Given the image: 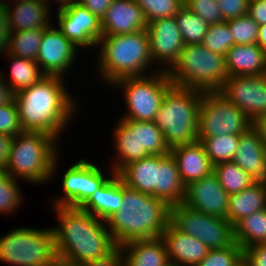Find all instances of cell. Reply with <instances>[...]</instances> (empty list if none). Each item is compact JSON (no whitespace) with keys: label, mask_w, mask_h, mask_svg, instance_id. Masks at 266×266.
I'll return each instance as SVG.
<instances>
[{"label":"cell","mask_w":266,"mask_h":266,"mask_svg":"<svg viewBox=\"0 0 266 266\" xmlns=\"http://www.w3.org/2000/svg\"><path fill=\"white\" fill-rule=\"evenodd\" d=\"M235 266H250L249 263L243 258L239 263H237Z\"/></svg>","instance_id":"obj_55"},{"label":"cell","mask_w":266,"mask_h":266,"mask_svg":"<svg viewBox=\"0 0 266 266\" xmlns=\"http://www.w3.org/2000/svg\"><path fill=\"white\" fill-rule=\"evenodd\" d=\"M244 258V250L235 242L230 247L209 249L197 266H235Z\"/></svg>","instance_id":"obj_41"},{"label":"cell","mask_w":266,"mask_h":266,"mask_svg":"<svg viewBox=\"0 0 266 266\" xmlns=\"http://www.w3.org/2000/svg\"><path fill=\"white\" fill-rule=\"evenodd\" d=\"M266 208V183L255 182L248 188L229 195L226 219L234 226L250 214Z\"/></svg>","instance_id":"obj_29"},{"label":"cell","mask_w":266,"mask_h":266,"mask_svg":"<svg viewBox=\"0 0 266 266\" xmlns=\"http://www.w3.org/2000/svg\"><path fill=\"white\" fill-rule=\"evenodd\" d=\"M111 266H123L119 261H117L114 265Z\"/></svg>","instance_id":"obj_57"},{"label":"cell","mask_w":266,"mask_h":266,"mask_svg":"<svg viewBox=\"0 0 266 266\" xmlns=\"http://www.w3.org/2000/svg\"><path fill=\"white\" fill-rule=\"evenodd\" d=\"M213 172L216 174L222 188L229 195L238 193L255 183L251 175L233 161L214 165Z\"/></svg>","instance_id":"obj_32"},{"label":"cell","mask_w":266,"mask_h":266,"mask_svg":"<svg viewBox=\"0 0 266 266\" xmlns=\"http://www.w3.org/2000/svg\"><path fill=\"white\" fill-rule=\"evenodd\" d=\"M183 203L196 211L226 218L229 194L212 171L185 186Z\"/></svg>","instance_id":"obj_17"},{"label":"cell","mask_w":266,"mask_h":266,"mask_svg":"<svg viewBox=\"0 0 266 266\" xmlns=\"http://www.w3.org/2000/svg\"><path fill=\"white\" fill-rule=\"evenodd\" d=\"M257 44L266 53V24L259 26Z\"/></svg>","instance_id":"obj_51"},{"label":"cell","mask_w":266,"mask_h":266,"mask_svg":"<svg viewBox=\"0 0 266 266\" xmlns=\"http://www.w3.org/2000/svg\"><path fill=\"white\" fill-rule=\"evenodd\" d=\"M201 44L208 50L226 57L228 50L234 45L227 21L209 25Z\"/></svg>","instance_id":"obj_37"},{"label":"cell","mask_w":266,"mask_h":266,"mask_svg":"<svg viewBox=\"0 0 266 266\" xmlns=\"http://www.w3.org/2000/svg\"><path fill=\"white\" fill-rule=\"evenodd\" d=\"M52 266H74V265H70V264H66V263H63L61 261H57L54 265Z\"/></svg>","instance_id":"obj_56"},{"label":"cell","mask_w":266,"mask_h":266,"mask_svg":"<svg viewBox=\"0 0 266 266\" xmlns=\"http://www.w3.org/2000/svg\"><path fill=\"white\" fill-rule=\"evenodd\" d=\"M254 126L259 130L262 140L264 142V145L266 147V115L258 119L255 123Z\"/></svg>","instance_id":"obj_52"},{"label":"cell","mask_w":266,"mask_h":266,"mask_svg":"<svg viewBox=\"0 0 266 266\" xmlns=\"http://www.w3.org/2000/svg\"><path fill=\"white\" fill-rule=\"evenodd\" d=\"M3 1L9 12L11 32L37 28L45 29L53 22L50 14L52 8L45 0H12L14 5L10 4L9 0Z\"/></svg>","instance_id":"obj_21"},{"label":"cell","mask_w":266,"mask_h":266,"mask_svg":"<svg viewBox=\"0 0 266 266\" xmlns=\"http://www.w3.org/2000/svg\"><path fill=\"white\" fill-rule=\"evenodd\" d=\"M6 56L8 57L7 60L11 62V70L8 75L9 79L3 70L1 73L14 95L24 89L30 88L45 76L36 61L17 57L12 54L7 55V53L5 54Z\"/></svg>","instance_id":"obj_30"},{"label":"cell","mask_w":266,"mask_h":266,"mask_svg":"<svg viewBox=\"0 0 266 266\" xmlns=\"http://www.w3.org/2000/svg\"><path fill=\"white\" fill-rule=\"evenodd\" d=\"M203 92L171 85L164 94L155 124L169 149L198 141V120Z\"/></svg>","instance_id":"obj_6"},{"label":"cell","mask_w":266,"mask_h":266,"mask_svg":"<svg viewBox=\"0 0 266 266\" xmlns=\"http://www.w3.org/2000/svg\"><path fill=\"white\" fill-rule=\"evenodd\" d=\"M240 134L205 137L200 142L204 145L206 154L214 166L221 162L232 161L237 151Z\"/></svg>","instance_id":"obj_35"},{"label":"cell","mask_w":266,"mask_h":266,"mask_svg":"<svg viewBox=\"0 0 266 266\" xmlns=\"http://www.w3.org/2000/svg\"><path fill=\"white\" fill-rule=\"evenodd\" d=\"M13 136L0 133V167L5 168Z\"/></svg>","instance_id":"obj_49"},{"label":"cell","mask_w":266,"mask_h":266,"mask_svg":"<svg viewBox=\"0 0 266 266\" xmlns=\"http://www.w3.org/2000/svg\"><path fill=\"white\" fill-rule=\"evenodd\" d=\"M13 98L14 94L3 79V75L0 71V105L10 102Z\"/></svg>","instance_id":"obj_50"},{"label":"cell","mask_w":266,"mask_h":266,"mask_svg":"<svg viewBox=\"0 0 266 266\" xmlns=\"http://www.w3.org/2000/svg\"><path fill=\"white\" fill-rule=\"evenodd\" d=\"M9 175L7 174L5 168L0 167V184L8 177Z\"/></svg>","instance_id":"obj_54"},{"label":"cell","mask_w":266,"mask_h":266,"mask_svg":"<svg viewBox=\"0 0 266 266\" xmlns=\"http://www.w3.org/2000/svg\"><path fill=\"white\" fill-rule=\"evenodd\" d=\"M157 168L158 155H149L124 166L117 175L125 186L157 198Z\"/></svg>","instance_id":"obj_27"},{"label":"cell","mask_w":266,"mask_h":266,"mask_svg":"<svg viewBox=\"0 0 266 266\" xmlns=\"http://www.w3.org/2000/svg\"><path fill=\"white\" fill-rule=\"evenodd\" d=\"M112 1L113 0H79V3L101 20L105 16Z\"/></svg>","instance_id":"obj_47"},{"label":"cell","mask_w":266,"mask_h":266,"mask_svg":"<svg viewBox=\"0 0 266 266\" xmlns=\"http://www.w3.org/2000/svg\"><path fill=\"white\" fill-rule=\"evenodd\" d=\"M78 49L57 26L51 24L43 29L36 62L44 75L65 78L75 64Z\"/></svg>","instance_id":"obj_14"},{"label":"cell","mask_w":266,"mask_h":266,"mask_svg":"<svg viewBox=\"0 0 266 266\" xmlns=\"http://www.w3.org/2000/svg\"><path fill=\"white\" fill-rule=\"evenodd\" d=\"M118 261L123 266H168L167 251L160 238L132 240L118 247Z\"/></svg>","instance_id":"obj_23"},{"label":"cell","mask_w":266,"mask_h":266,"mask_svg":"<svg viewBox=\"0 0 266 266\" xmlns=\"http://www.w3.org/2000/svg\"><path fill=\"white\" fill-rule=\"evenodd\" d=\"M122 202L121 209L106 220L118 247L132 240L161 237L171 219V206L167 202L124 184Z\"/></svg>","instance_id":"obj_3"},{"label":"cell","mask_w":266,"mask_h":266,"mask_svg":"<svg viewBox=\"0 0 266 266\" xmlns=\"http://www.w3.org/2000/svg\"><path fill=\"white\" fill-rule=\"evenodd\" d=\"M22 195L18 180L8 176L0 184V214L6 216L21 208L25 200Z\"/></svg>","instance_id":"obj_40"},{"label":"cell","mask_w":266,"mask_h":266,"mask_svg":"<svg viewBox=\"0 0 266 266\" xmlns=\"http://www.w3.org/2000/svg\"><path fill=\"white\" fill-rule=\"evenodd\" d=\"M97 46H99L97 47L99 51L97 60H99L96 63L98 73L101 82L104 81L110 87L122 78L143 77L159 71L157 69L152 71L153 61L150 56L146 30L119 35H103Z\"/></svg>","instance_id":"obj_4"},{"label":"cell","mask_w":266,"mask_h":266,"mask_svg":"<svg viewBox=\"0 0 266 266\" xmlns=\"http://www.w3.org/2000/svg\"><path fill=\"white\" fill-rule=\"evenodd\" d=\"M10 35L9 12L4 1L0 0V56H4L8 52Z\"/></svg>","instance_id":"obj_45"},{"label":"cell","mask_w":266,"mask_h":266,"mask_svg":"<svg viewBox=\"0 0 266 266\" xmlns=\"http://www.w3.org/2000/svg\"><path fill=\"white\" fill-rule=\"evenodd\" d=\"M57 28L77 48H97L102 37L101 20L80 3L56 11Z\"/></svg>","instance_id":"obj_16"},{"label":"cell","mask_w":266,"mask_h":266,"mask_svg":"<svg viewBox=\"0 0 266 266\" xmlns=\"http://www.w3.org/2000/svg\"><path fill=\"white\" fill-rule=\"evenodd\" d=\"M184 5L209 25L224 21L217 0H184Z\"/></svg>","instance_id":"obj_42"},{"label":"cell","mask_w":266,"mask_h":266,"mask_svg":"<svg viewBox=\"0 0 266 266\" xmlns=\"http://www.w3.org/2000/svg\"><path fill=\"white\" fill-rule=\"evenodd\" d=\"M58 142L43 132L24 131L14 136L5 167L7 174L35 185L48 183L54 178L61 158Z\"/></svg>","instance_id":"obj_5"},{"label":"cell","mask_w":266,"mask_h":266,"mask_svg":"<svg viewBox=\"0 0 266 266\" xmlns=\"http://www.w3.org/2000/svg\"><path fill=\"white\" fill-rule=\"evenodd\" d=\"M232 161L249 173L255 182L266 183V147L255 126L240 134Z\"/></svg>","instance_id":"obj_20"},{"label":"cell","mask_w":266,"mask_h":266,"mask_svg":"<svg viewBox=\"0 0 266 266\" xmlns=\"http://www.w3.org/2000/svg\"><path fill=\"white\" fill-rule=\"evenodd\" d=\"M185 45L201 44L209 24L183 5L174 16Z\"/></svg>","instance_id":"obj_34"},{"label":"cell","mask_w":266,"mask_h":266,"mask_svg":"<svg viewBox=\"0 0 266 266\" xmlns=\"http://www.w3.org/2000/svg\"><path fill=\"white\" fill-rule=\"evenodd\" d=\"M218 92L254 123L266 115V74L228 77Z\"/></svg>","instance_id":"obj_13"},{"label":"cell","mask_w":266,"mask_h":266,"mask_svg":"<svg viewBox=\"0 0 266 266\" xmlns=\"http://www.w3.org/2000/svg\"><path fill=\"white\" fill-rule=\"evenodd\" d=\"M123 182L117 173L112 176L80 207L106 221L123 205Z\"/></svg>","instance_id":"obj_26"},{"label":"cell","mask_w":266,"mask_h":266,"mask_svg":"<svg viewBox=\"0 0 266 266\" xmlns=\"http://www.w3.org/2000/svg\"><path fill=\"white\" fill-rule=\"evenodd\" d=\"M185 185L182 183L177 163L171 153L158 155L157 198L170 206L183 203Z\"/></svg>","instance_id":"obj_28"},{"label":"cell","mask_w":266,"mask_h":266,"mask_svg":"<svg viewBox=\"0 0 266 266\" xmlns=\"http://www.w3.org/2000/svg\"><path fill=\"white\" fill-rule=\"evenodd\" d=\"M14 266H52L58 261L52 228L18 227L0 237V262Z\"/></svg>","instance_id":"obj_8"},{"label":"cell","mask_w":266,"mask_h":266,"mask_svg":"<svg viewBox=\"0 0 266 266\" xmlns=\"http://www.w3.org/2000/svg\"><path fill=\"white\" fill-rule=\"evenodd\" d=\"M227 23L233 35L234 45L257 43L259 25L248 14L228 20Z\"/></svg>","instance_id":"obj_38"},{"label":"cell","mask_w":266,"mask_h":266,"mask_svg":"<svg viewBox=\"0 0 266 266\" xmlns=\"http://www.w3.org/2000/svg\"><path fill=\"white\" fill-rule=\"evenodd\" d=\"M168 75L173 85L202 92L218 91L229 77L226 57L202 44L184 45Z\"/></svg>","instance_id":"obj_7"},{"label":"cell","mask_w":266,"mask_h":266,"mask_svg":"<svg viewBox=\"0 0 266 266\" xmlns=\"http://www.w3.org/2000/svg\"><path fill=\"white\" fill-rule=\"evenodd\" d=\"M229 77L266 74V53L255 44L233 45L226 54Z\"/></svg>","instance_id":"obj_25"},{"label":"cell","mask_w":266,"mask_h":266,"mask_svg":"<svg viewBox=\"0 0 266 266\" xmlns=\"http://www.w3.org/2000/svg\"><path fill=\"white\" fill-rule=\"evenodd\" d=\"M248 1V3H250V2H253V1H256V0H247Z\"/></svg>","instance_id":"obj_58"},{"label":"cell","mask_w":266,"mask_h":266,"mask_svg":"<svg viewBox=\"0 0 266 266\" xmlns=\"http://www.w3.org/2000/svg\"><path fill=\"white\" fill-rule=\"evenodd\" d=\"M244 259L250 266H266V244H254L246 248Z\"/></svg>","instance_id":"obj_46"},{"label":"cell","mask_w":266,"mask_h":266,"mask_svg":"<svg viewBox=\"0 0 266 266\" xmlns=\"http://www.w3.org/2000/svg\"><path fill=\"white\" fill-rule=\"evenodd\" d=\"M57 227H52L58 261L75 266H111L118 261V246L106 221L80 207L53 206Z\"/></svg>","instance_id":"obj_1"},{"label":"cell","mask_w":266,"mask_h":266,"mask_svg":"<svg viewBox=\"0 0 266 266\" xmlns=\"http://www.w3.org/2000/svg\"><path fill=\"white\" fill-rule=\"evenodd\" d=\"M172 85L168 72L158 71L143 77H126L113 85L122 89L126 112L121 119L154 121L164 94Z\"/></svg>","instance_id":"obj_9"},{"label":"cell","mask_w":266,"mask_h":266,"mask_svg":"<svg viewBox=\"0 0 266 266\" xmlns=\"http://www.w3.org/2000/svg\"><path fill=\"white\" fill-rule=\"evenodd\" d=\"M146 31L153 65H157V70L168 72L178 61L185 45L174 16L148 22Z\"/></svg>","instance_id":"obj_15"},{"label":"cell","mask_w":266,"mask_h":266,"mask_svg":"<svg viewBox=\"0 0 266 266\" xmlns=\"http://www.w3.org/2000/svg\"><path fill=\"white\" fill-rule=\"evenodd\" d=\"M141 7L145 20L148 22L159 18L176 15L184 5V0H135Z\"/></svg>","instance_id":"obj_39"},{"label":"cell","mask_w":266,"mask_h":266,"mask_svg":"<svg viewBox=\"0 0 266 266\" xmlns=\"http://www.w3.org/2000/svg\"><path fill=\"white\" fill-rule=\"evenodd\" d=\"M43 37V29L13 31L10 35L7 54L36 61Z\"/></svg>","instance_id":"obj_33"},{"label":"cell","mask_w":266,"mask_h":266,"mask_svg":"<svg viewBox=\"0 0 266 266\" xmlns=\"http://www.w3.org/2000/svg\"><path fill=\"white\" fill-rule=\"evenodd\" d=\"M45 1L48 3L50 8H51L50 2L56 1V3L59 4V6H57V10H60L64 7L71 6L74 3H79V0H53V1L52 0H45Z\"/></svg>","instance_id":"obj_53"},{"label":"cell","mask_w":266,"mask_h":266,"mask_svg":"<svg viewBox=\"0 0 266 266\" xmlns=\"http://www.w3.org/2000/svg\"><path fill=\"white\" fill-rule=\"evenodd\" d=\"M103 172L95 163L79 159L64 171L63 193L51 206L81 207L110 178Z\"/></svg>","instance_id":"obj_12"},{"label":"cell","mask_w":266,"mask_h":266,"mask_svg":"<svg viewBox=\"0 0 266 266\" xmlns=\"http://www.w3.org/2000/svg\"><path fill=\"white\" fill-rule=\"evenodd\" d=\"M170 153L177 163L181 181L185 186L213 171V165L200 141L175 146L170 149Z\"/></svg>","instance_id":"obj_24"},{"label":"cell","mask_w":266,"mask_h":266,"mask_svg":"<svg viewBox=\"0 0 266 266\" xmlns=\"http://www.w3.org/2000/svg\"><path fill=\"white\" fill-rule=\"evenodd\" d=\"M24 132L19 115L18 108L13 98L10 102L0 105V133L9 136H16Z\"/></svg>","instance_id":"obj_43"},{"label":"cell","mask_w":266,"mask_h":266,"mask_svg":"<svg viewBox=\"0 0 266 266\" xmlns=\"http://www.w3.org/2000/svg\"><path fill=\"white\" fill-rule=\"evenodd\" d=\"M161 239L170 264L175 266H197L209 251L203 242L178 230L171 222Z\"/></svg>","instance_id":"obj_19"},{"label":"cell","mask_w":266,"mask_h":266,"mask_svg":"<svg viewBox=\"0 0 266 266\" xmlns=\"http://www.w3.org/2000/svg\"><path fill=\"white\" fill-rule=\"evenodd\" d=\"M64 79L45 75L30 88L14 95L24 131L43 132L61 141L62 132L74 120L79 108L78 100L69 93Z\"/></svg>","instance_id":"obj_2"},{"label":"cell","mask_w":266,"mask_h":266,"mask_svg":"<svg viewBox=\"0 0 266 266\" xmlns=\"http://www.w3.org/2000/svg\"><path fill=\"white\" fill-rule=\"evenodd\" d=\"M248 15L260 26L266 24V0L248 3Z\"/></svg>","instance_id":"obj_48"},{"label":"cell","mask_w":266,"mask_h":266,"mask_svg":"<svg viewBox=\"0 0 266 266\" xmlns=\"http://www.w3.org/2000/svg\"><path fill=\"white\" fill-rule=\"evenodd\" d=\"M254 122L218 91L203 92L199 109L198 141L205 137L243 134Z\"/></svg>","instance_id":"obj_10"},{"label":"cell","mask_w":266,"mask_h":266,"mask_svg":"<svg viewBox=\"0 0 266 266\" xmlns=\"http://www.w3.org/2000/svg\"><path fill=\"white\" fill-rule=\"evenodd\" d=\"M170 222L209 249L230 247L235 243L233 226L226 218L196 211L184 203L171 206Z\"/></svg>","instance_id":"obj_11"},{"label":"cell","mask_w":266,"mask_h":266,"mask_svg":"<svg viewBox=\"0 0 266 266\" xmlns=\"http://www.w3.org/2000/svg\"><path fill=\"white\" fill-rule=\"evenodd\" d=\"M233 230L234 240L243 250L254 244H266V208L244 217Z\"/></svg>","instance_id":"obj_31"},{"label":"cell","mask_w":266,"mask_h":266,"mask_svg":"<svg viewBox=\"0 0 266 266\" xmlns=\"http://www.w3.org/2000/svg\"><path fill=\"white\" fill-rule=\"evenodd\" d=\"M102 36L119 35L146 30L141 7L135 0H113L101 19Z\"/></svg>","instance_id":"obj_18"},{"label":"cell","mask_w":266,"mask_h":266,"mask_svg":"<svg viewBox=\"0 0 266 266\" xmlns=\"http://www.w3.org/2000/svg\"><path fill=\"white\" fill-rule=\"evenodd\" d=\"M140 152L149 155H165L170 153L163 132L154 121H139Z\"/></svg>","instance_id":"obj_36"},{"label":"cell","mask_w":266,"mask_h":266,"mask_svg":"<svg viewBox=\"0 0 266 266\" xmlns=\"http://www.w3.org/2000/svg\"><path fill=\"white\" fill-rule=\"evenodd\" d=\"M224 21L248 14L247 0H217Z\"/></svg>","instance_id":"obj_44"},{"label":"cell","mask_w":266,"mask_h":266,"mask_svg":"<svg viewBox=\"0 0 266 266\" xmlns=\"http://www.w3.org/2000/svg\"><path fill=\"white\" fill-rule=\"evenodd\" d=\"M117 122L112 134L116 158L111 164V172H108L111 175L129 163L146 157L140 152L139 121L120 118Z\"/></svg>","instance_id":"obj_22"}]
</instances>
